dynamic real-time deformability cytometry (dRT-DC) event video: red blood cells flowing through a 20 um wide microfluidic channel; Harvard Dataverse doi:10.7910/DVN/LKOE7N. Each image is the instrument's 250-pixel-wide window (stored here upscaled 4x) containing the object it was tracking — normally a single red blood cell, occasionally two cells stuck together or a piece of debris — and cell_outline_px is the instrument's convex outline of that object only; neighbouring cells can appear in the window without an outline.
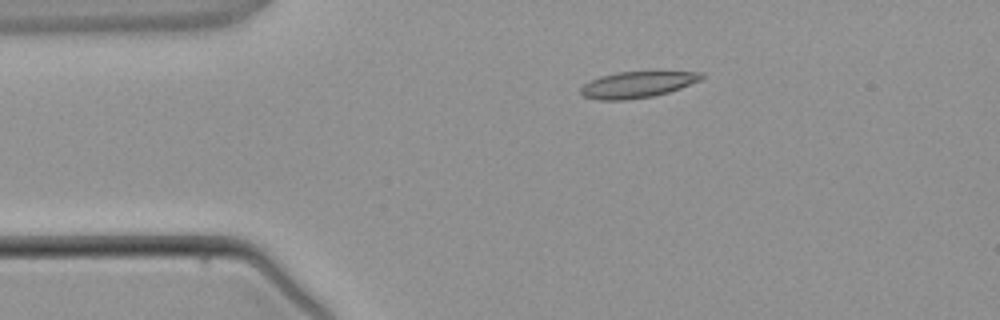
{"species": "common noctule bat (a hibernating species)", "species_latin": "Nyctalus noctula", "temperature_condition": "warm", "stored_images_in_passage": 4, "camera_frame_rate_fps": 3000, "um_per_image_px": 0.085, "animal": {"sex": "male", "body_mass_g": 21.5, "forearm_length_mm": 52.0}, "frame": {"image": 1, "passage_image": 3, "time_ms": 2.333, "image_size_px": [1000, 320], "cell_outline_px": [[704, 76], [700, 80], [680, 88], [668, 92], [652, 96], [624, 100], [600, 100], [584, 96], [580, 92], [580, 88], [584, 84], [600, 76], [620, 72], [704, 72]], "centroid_in_image_um": [54.16, 7.19], "position_along_channel_um": 30.8, "area_um2": 18.15}}